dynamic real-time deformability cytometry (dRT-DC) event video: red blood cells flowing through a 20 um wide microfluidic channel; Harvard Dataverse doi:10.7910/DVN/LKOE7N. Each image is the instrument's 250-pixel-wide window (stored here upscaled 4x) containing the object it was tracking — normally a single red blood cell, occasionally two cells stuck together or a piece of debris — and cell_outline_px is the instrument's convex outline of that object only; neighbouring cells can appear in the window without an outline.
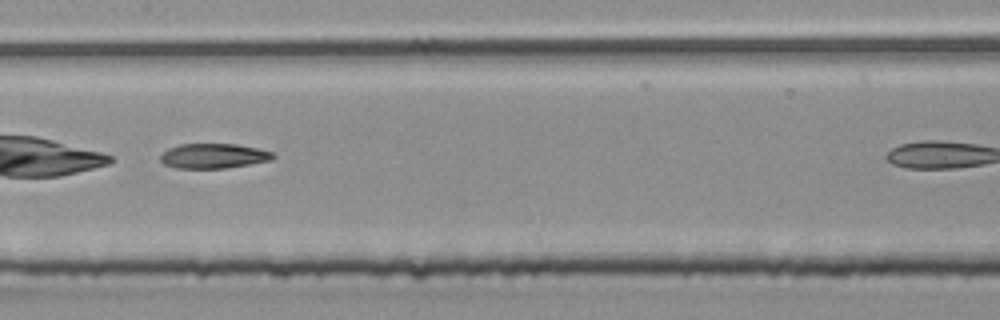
{"species": "common noctule bat (a hibernating species)", "species_latin": "Nyctalus noctula", "temperature_condition": "room temperature", "stored_images_in_passage": 29, "camera_frame_rate_fps": 3000, "um_per_image_px": 0.085, "animal": {"sex": "male", "body_mass_g": 20.4}, "frame": {"image": 1, "passage_image": 13, "time_ms": 4.0, "image_size_px": [1000, 320], "cell_outline_px": [[276, 156], [272, 160], [224, 168], [176, 168], [164, 164], [160, 160], [160, 156], [168, 148], [180, 144], [236, 144], [256, 148], [272, 152]], "centroid_in_image_um": [18.14, 13.25], "position_along_channel_um": 189.3, "area_um2": 16.18}}